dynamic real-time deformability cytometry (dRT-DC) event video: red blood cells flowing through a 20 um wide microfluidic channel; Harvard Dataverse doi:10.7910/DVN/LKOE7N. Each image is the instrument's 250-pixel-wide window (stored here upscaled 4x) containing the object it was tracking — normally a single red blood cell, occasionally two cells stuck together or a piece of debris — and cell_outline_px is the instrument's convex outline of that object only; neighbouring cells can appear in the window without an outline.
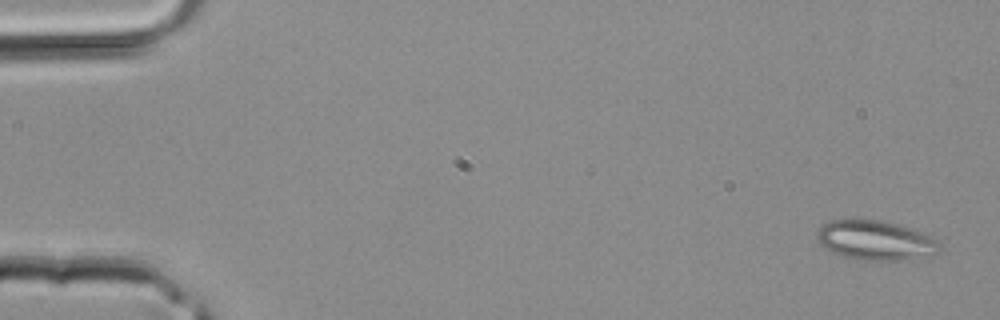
{"species": "common noctule bat (a hibernating species)", "species_latin": "Nyctalus noctula", "temperature_condition": "room temperature", "stored_images_in_passage": 3, "camera_frame_rate_fps": 3000, "um_per_image_px": 0.085, "animal": {"sex": "male", "body_mass_g": 20.4}, "frame": {"image": 1, "passage_image": 1, "time_ms": 0.0, "image_size_px": [1000, 320], "cell_outline_px": [[944, 248], [940, 252], [932, 256], [896, 260], [856, 260], [840, 256], [824, 248], [816, 236], [816, 232], [828, 220], [880, 220], [896, 224], [924, 232], [932, 236]], "centroid_in_image_um": [74.45, 20.45], "position_along_channel_um": 10.5, "area_um2": 28.55}}
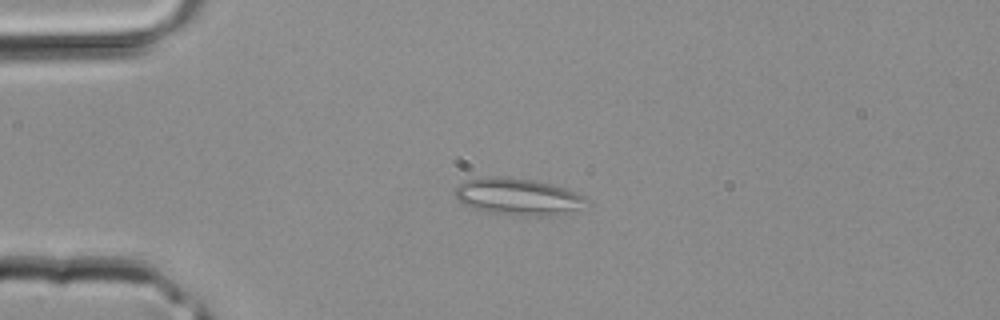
{"frame": {"image": 2, "passage_image": 3, "time_ms": 0.667, "image_size_px": [1000, 320], "cell_outline_px": [[588, 200], [576, 208], [552, 216], [508, 216], [484, 212], [472, 208], [464, 204], [456, 196], [456, 188], [460, 184], [468, 180], [480, 176], [504, 176], [532, 180], [552, 184], [576, 192], [584, 196]], "centroid_in_image_um": [43.96, 16.72], "position_along_channel_um": 41.0, "area_um2": 28.21}}